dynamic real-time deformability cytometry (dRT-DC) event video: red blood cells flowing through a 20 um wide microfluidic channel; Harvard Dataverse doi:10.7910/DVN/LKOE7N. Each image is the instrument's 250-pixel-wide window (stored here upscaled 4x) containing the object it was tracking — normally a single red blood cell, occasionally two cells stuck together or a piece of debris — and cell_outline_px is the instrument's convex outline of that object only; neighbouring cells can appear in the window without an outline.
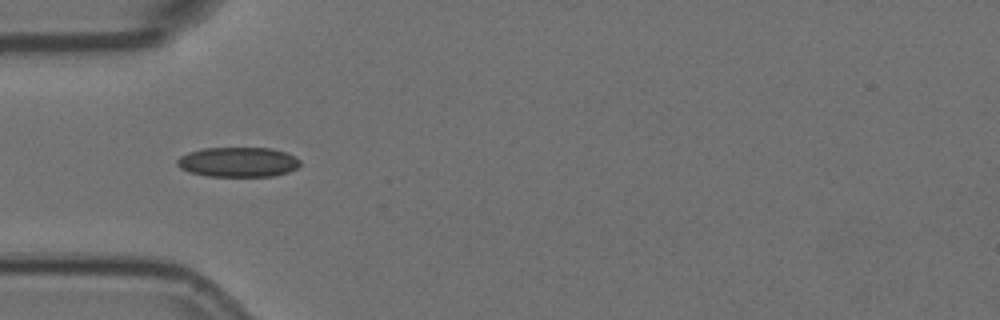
{"species": "Egyptian fruit bat (a non-hibernating species)", "species_latin": "Rousettus aegyptiacus", "temperature_condition": "room temperature", "stored_images_in_passage": 17, "camera_frame_rate_fps": 3000, "um_per_image_px": 0.085, "animal": {"sex": "female"}, "frame": {"image": 1, "passage_image": 6, "time_ms": 1.667, "image_size_px": [1000, 320], "cell_outline_px": [[300, 164], [296, 168], [288, 172], [272, 176], [208, 176], [188, 172], [180, 168], [176, 164], [176, 160], [180, 156], [188, 152], [204, 148], [272, 148], [284, 152], [300, 160]], "centroid_in_image_um": [20.19, 13.77], "position_along_channel_um": 64.8, "area_um2": 21.33}}